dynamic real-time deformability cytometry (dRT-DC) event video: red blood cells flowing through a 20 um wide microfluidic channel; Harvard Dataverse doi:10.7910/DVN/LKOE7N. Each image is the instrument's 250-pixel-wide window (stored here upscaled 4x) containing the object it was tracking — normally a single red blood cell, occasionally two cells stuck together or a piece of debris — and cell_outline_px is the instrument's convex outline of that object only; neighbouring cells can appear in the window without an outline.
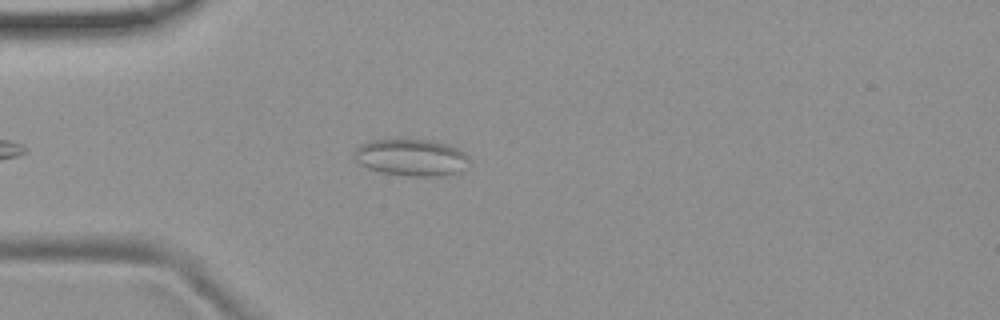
{"species": "common noctule bat (a hibernating species)", "species_latin": "Nyctalus noctula", "temperature_condition": "room temperature", "stored_images_in_passage": 46, "camera_frame_rate_fps": 3000, "um_per_image_px": 0.085, "animal": {"sex": "female", "body_mass_g": 19.9}, "frame": {"image": 1, "passage_image": 7, "time_ms": 2.0, "image_size_px": [1000, 320], "cell_outline_px": [[468, 160], [456, 172], [440, 176], [408, 176], [380, 172], [368, 168], [360, 164], [352, 156], [352, 152], [360, 144], [372, 140], [428, 140], [448, 144], [464, 152], [468, 156]], "centroid_in_image_um": [34.87, 13.38], "position_along_channel_um": 50.1, "area_um2": 24.39}}
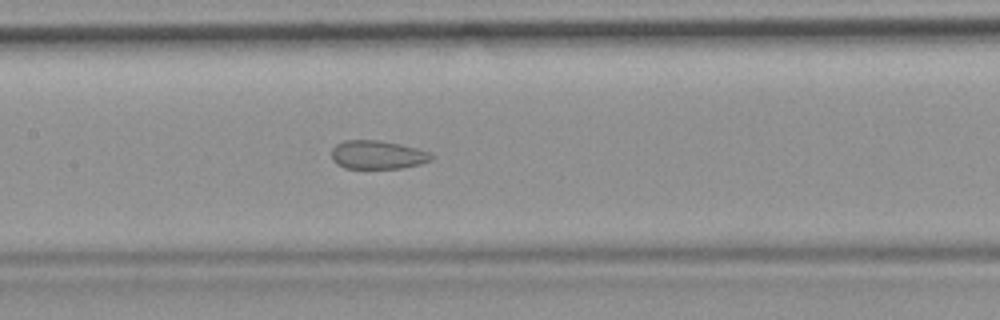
{"frame": {"image": 2, "passage_image": 18, "time_ms": 5.667, "image_size_px": [1000, 320], "cell_outline_px": [[432, 160], [420, 164], [400, 168], [344, 168], [336, 164], [332, 160], [332, 148], [336, 144], [344, 140], [376, 140], [400, 144], [432, 152]], "centroid_in_image_um": [32.08, 13.16], "position_along_channel_um": 175.3, "area_um2": 16.65}}
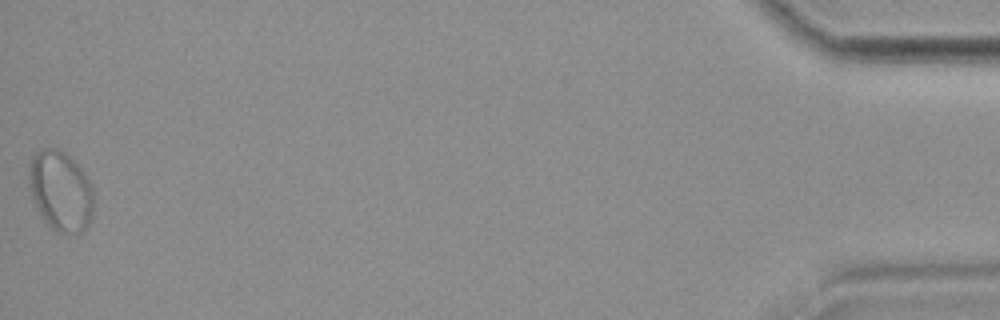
{"frame": {"image": 3, "passage_image": 46, "time_ms": 15.0, "image_size_px": [1000, 320], "cell_outline_px": [[92, 212], [88, 224], [80, 232], [56, 232], [40, 216], [32, 200], [28, 176], [28, 168], [32, 156], [36, 152], [44, 148], [56, 148], [64, 152], [84, 172], [92, 188]], "centroid_in_image_um": [5.1, 16.22], "position_along_channel_um": 430.1, "area_um2": 29.94}, "authors_computed_cell_mechanics": {"area_um2": 19.5364, "velocity_mm_per_s": 3.7423, "shape_relaxation_time_tau1_ms": null, "shape_relaxation_time_tau2_ms": 1.515, "deformation_change_tau1": null, "deformation_change_tau2": 0.077}}